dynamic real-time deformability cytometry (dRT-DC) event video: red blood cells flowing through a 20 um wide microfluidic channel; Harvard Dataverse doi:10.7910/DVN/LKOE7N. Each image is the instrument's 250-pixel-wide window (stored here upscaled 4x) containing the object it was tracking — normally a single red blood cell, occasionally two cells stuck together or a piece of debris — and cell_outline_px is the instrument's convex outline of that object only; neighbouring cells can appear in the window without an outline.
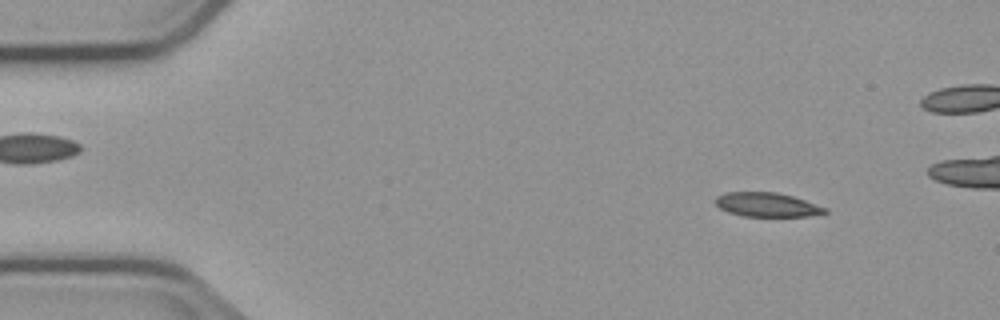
{"species": "common noctule bat (a hibernating species)", "species_latin": "Nyctalus noctula", "temperature_condition": "cold", "stored_images_in_passage": 4, "camera_frame_rate_fps": 3000, "um_per_image_px": 0.085, "animal": {"sex": "male", "body_mass_g": 23.1, "forearm_length_mm": 52.7}, "frame": {"image": 1, "passage_image": 1, "time_ms": 0.0, "image_size_px": [1000, 320], "cell_outline_px": [[828, 212], [808, 216], [744, 216], [728, 212], [720, 208], [716, 204], [716, 196], [724, 192], [776, 192], [792, 196], [828, 208]], "centroid_in_image_um": [65.19, 17.39], "position_along_channel_um": 19.8, "area_um2": 15.32}}